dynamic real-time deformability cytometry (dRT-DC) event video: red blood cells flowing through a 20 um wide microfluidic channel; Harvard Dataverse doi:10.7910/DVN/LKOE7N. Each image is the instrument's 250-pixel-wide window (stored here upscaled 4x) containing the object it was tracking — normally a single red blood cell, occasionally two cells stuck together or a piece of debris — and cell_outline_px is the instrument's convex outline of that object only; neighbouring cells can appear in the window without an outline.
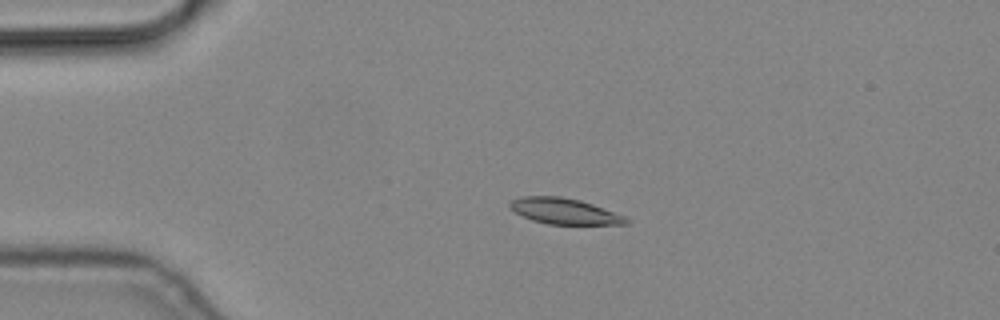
{"species": "common noctule bat (a hibernating species)", "species_latin": "Nyctalus noctula", "temperature_condition": "cold", "stored_images_in_passage": 4, "camera_frame_rate_fps": 3000, "um_per_image_px": 0.085, "animal": {"sex": "male", "body_mass_g": 19.2, "forearm_length_mm": 51.8}, "frame": {"image": 1, "passage_image": 3, "time_ms": 0.667, "image_size_px": [1000, 320], "cell_outline_px": [[628, 224], [548, 224], [532, 220], [516, 212], [508, 204], [512, 200], [520, 196], [560, 196], [580, 200], [592, 204], [624, 216], [628, 220]], "centroid_in_image_um": [47.95, 17.94], "position_along_channel_um": 37.1, "area_um2": 17.22}}